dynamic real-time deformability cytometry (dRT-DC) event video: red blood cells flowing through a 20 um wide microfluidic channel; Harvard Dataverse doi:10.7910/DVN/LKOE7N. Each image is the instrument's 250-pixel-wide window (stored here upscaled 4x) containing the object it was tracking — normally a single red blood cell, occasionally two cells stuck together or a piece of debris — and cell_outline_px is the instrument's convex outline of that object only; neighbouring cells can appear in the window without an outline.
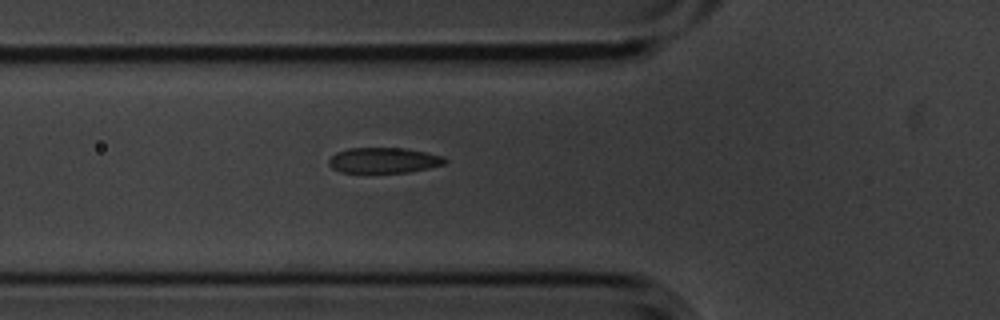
{"species": "common noctule bat (a hibernating species)", "species_latin": "Nyctalus noctula", "temperature_condition": "cold", "stored_images_in_passage": 3, "segment_of_instrument_passage": [1, 2], "camera_frame_rate_fps": 3000, "um_per_image_px": 0.085, "animal": {"sex": "male", "body_mass_g": 20.1, "forearm_length_mm": 53.5}, "frame": {"image": 1, "passage_image": 2, "time_ms": 0.333, "image_size_px": [1000, 320], "cell_outline_px": [[448, 160], [444, 164], [428, 168], [408, 172], [340, 172], [332, 168], [328, 164], [328, 160], [336, 152], [348, 148], [404, 148], [444, 156]], "centroid_in_image_um": [32.61, 13.62], "position_along_channel_um": 93.2, "area_um2": 17.17}}